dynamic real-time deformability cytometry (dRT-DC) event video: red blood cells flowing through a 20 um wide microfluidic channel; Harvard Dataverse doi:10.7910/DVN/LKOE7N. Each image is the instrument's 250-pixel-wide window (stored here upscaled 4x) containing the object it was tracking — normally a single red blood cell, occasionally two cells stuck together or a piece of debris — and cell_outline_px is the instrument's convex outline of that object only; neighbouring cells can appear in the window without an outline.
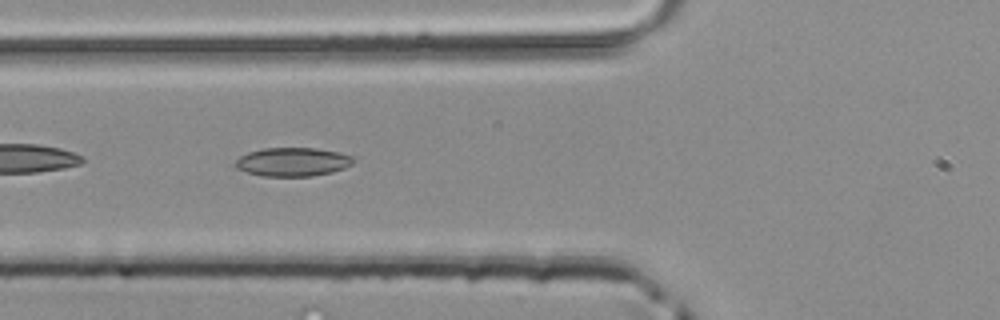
{"species": "common noctule bat (a hibernating species)", "species_latin": "Nyctalus noctula", "temperature_condition": "room temperature", "stored_images_in_passage": 49, "camera_frame_rate_fps": 3000, "um_per_image_px": 0.085, "animal": {"sex": "male", "body_mass_g": 20.4}, "frame": {"image": 1, "passage_image": 19, "time_ms": 6.0, "image_size_px": [1000, 320], "cell_outline_px": [[352, 164], [344, 168], [332, 172], [312, 176], [264, 176], [248, 172], [236, 168], [236, 160], [240, 156], [248, 152], [264, 148], [316, 148], [340, 152], [352, 156]], "centroid_in_image_um": [24.88, 13.75], "position_along_channel_um": 100.9, "area_um2": 19.59}}
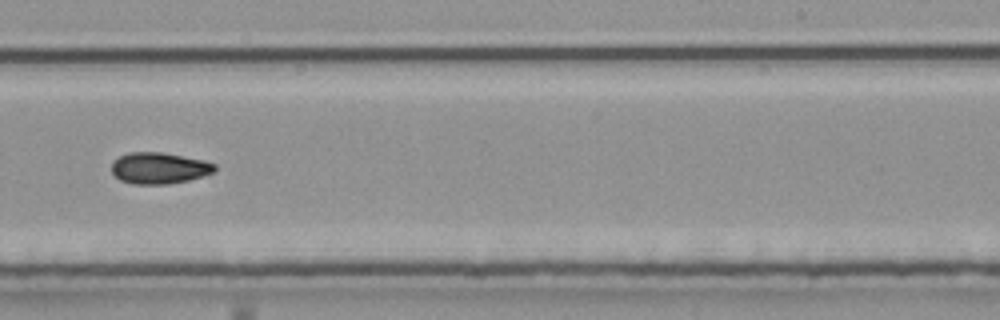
{"frame": {"image": 2, "passage_image": 31, "time_ms": 10.0, "image_size_px": [1000, 320], "cell_outline_px": [[216, 168], [212, 172], [204, 176], [188, 180], [168, 184], [132, 184], [120, 180], [112, 172], [112, 164], [120, 156], [128, 152], [160, 152], [204, 160], [216, 164]], "centroid_in_image_um": [13.53, 14.29], "position_along_channel_um": 275.5, "area_um2": 18.73}}
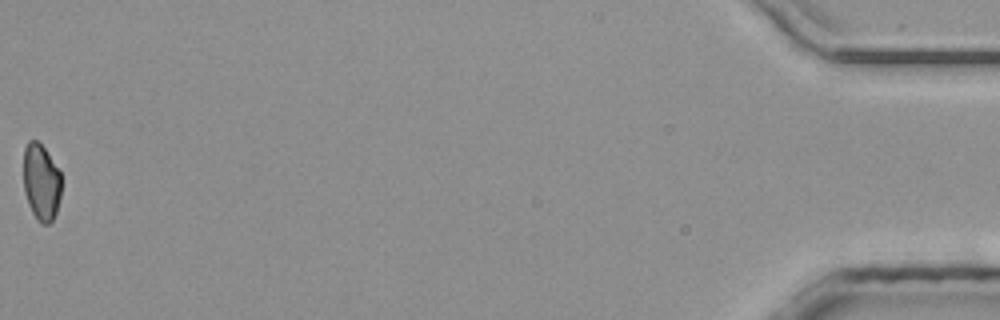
{"frame": {"image": 3, "passage_image": 49, "time_ms": 16.0, "image_size_px": [1000, 320], "cell_outline_px": [[60, 196], [56, 212], [52, 220], [48, 224], [40, 224], [36, 220], [28, 204], [24, 192], [24, 148], [28, 140], [36, 140], [44, 148], [60, 172]], "centroid_in_image_um": [3.48, 15.51], "position_along_channel_um": 431.7, "area_um2": 16.82}}